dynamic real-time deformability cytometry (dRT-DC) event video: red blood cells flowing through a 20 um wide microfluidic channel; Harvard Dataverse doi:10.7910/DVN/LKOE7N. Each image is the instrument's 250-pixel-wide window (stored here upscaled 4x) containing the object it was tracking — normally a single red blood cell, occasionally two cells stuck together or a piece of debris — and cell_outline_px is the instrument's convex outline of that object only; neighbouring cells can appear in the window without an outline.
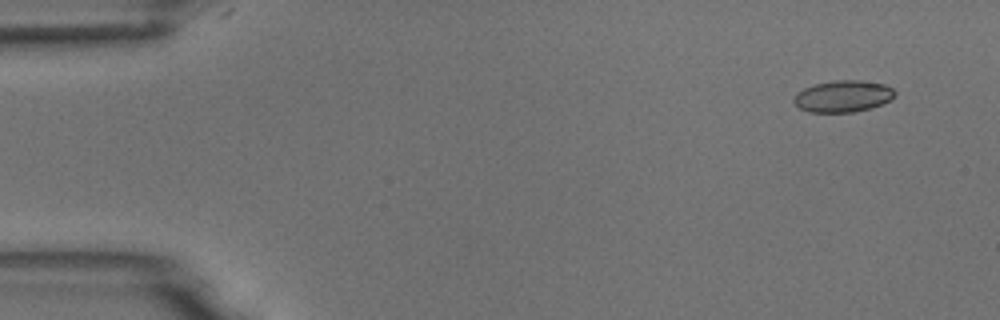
{"species": "common noctule bat (a hibernating species)", "species_latin": "Nyctalus noctula", "temperature_condition": "room temperature", "stored_images_in_passage": 6, "camera_frame_rate_fps": 3000, "um_per_image_px": 0.085, "animal": {"sex": "male", "body_mass_g": 18.8}, "frame": {"image": 1, "passage_image": 1, "time_ms": 0.0, "image_size_px": [1000, 320], "cell_outline_px": [[896, 92], [888, 100], [872, 108], [852, 112], [808, 112], [800, 108], [792, 100], [796, 92], [804, 88], [816, 84], [832, 80], [860, 80], [884, 84], [892, 88]], "centroid_in_image_um": [71.62, 8.18], "position_along_channel_um": 13.4, "area_um2": 18.55}}
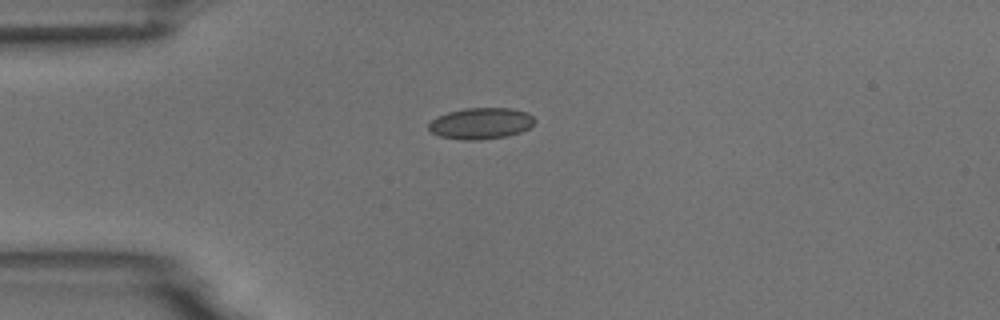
{"frame": {"image": 2, "passage_image": 4, "time_ms": 3.333, "image_size_px": [1000, 320], "cell_outline_px": [[536, 120], [528, 128], [520, 132], [508, 136], [476, 140], [460, 140], [440, 136], [432, 132], [428, 128], [428, 124], [436, 116], [448, 112], [464, 108], [512, 108], [528, 112]], "centroid_in_image_um": [40.87, 10.48], "position_along_channel_um": 44.1, "area_um2": 19.42}}
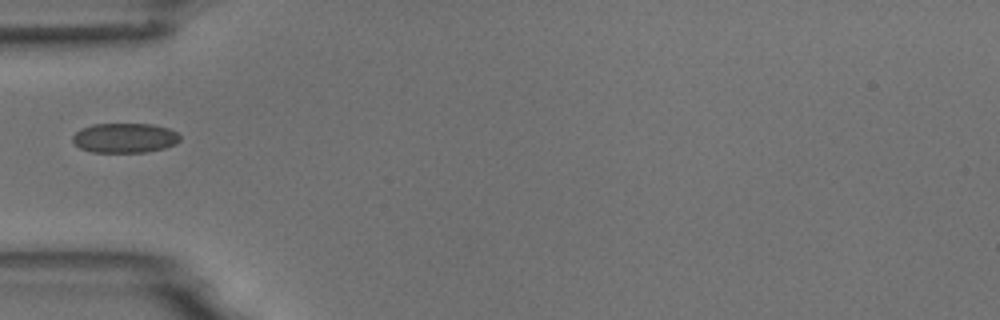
{"frame": {"image": 3, "passage_image": 5, "time_ms": 4.667, "image_size_px": [1000, 320], "cell_outline_px": [[180, 140], [176, 144], [164, 148], [148, 152], [92, 152], [80, 148], [72, 140], [72, 136], [80, 128], [92, 124], [152, 124], [168, 128], [176, 132], [180, 136]], "centroid_in_image_um": [10.6, 11.72], "position_along_channel_um": 74.4, "area_um2": 18.67}}